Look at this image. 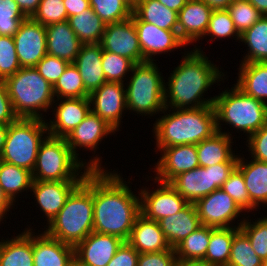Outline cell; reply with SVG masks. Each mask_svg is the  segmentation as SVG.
<instances>
[{
	"instance_id": "obj_19",
	"label": "cell",
	"mask_w": 267,
	"mask_h": 266,
	"mask_svg": "<svg viewBox=\"0 0 267 266\" xmlns=\"http://www.w3.org/2000/svg\"><path fill=\"white\" fill-rule=\"evenodd\" d=\"M52 106L54 117L49 122L46 119V124L48 135L53 137L65 138L91 111L89 98H59Z\"/></svg>"
},
{
	"instance_id": "obj_11",
	"label": "cell",
	"mask_w": 267,
	"mask_h": 266,
	"mask_svg": "<svg viewBox=\"0 0 267 266\" xmlns=\"http://www.w3.org/2000/svg\"><path fill=\"white\" fill-rule=\"evenodd\" d=\"M116 134V131L111 128L104 120H102L98 115L93 113L92 111L84 118V120L69 134L67 135L66 141L68 146L70 147L72 153L79 159L78 150L81 148L85 151L90 150L93 151L95 155L91 156L86 162V167L89 170H107L105 169V165L102 164V156L97 155L96 151L99 149V145L102 140L107 136L110 137L112 134ZM79 156V157H78ZM93 158V159H92Z\"/></svg>"
},
{
	"instance_id": "obj_22",
	"label": "cell",
	"mask_w": 267,
	"mask_h": 266,
	"mask_svg": "<svg viewBox=\"0 0 267 266\" xmlns=\"http://www.w3.org/2000/svg\"><path fill=\"white\" fill-rule=\"evenodd\" d=\"M212 12L203 0H188L178 12V35L187 46L203 41Z\"/></svg>"
},
{
	"instance_id": "obj_6",
	"label": "cell",
	"mask_w": 267,
	"mask_h": 266,
	"mask_svg": "<svg viewBox=\"0 0 267 266\" xmlns=\"http://www.w3.org/2000/svg\"><path fill=\"white\" fill-rule=\"evenodd\" d=\"M215 96L213 107L217 132L222 133L223 124L228 125L248 139L267 123V104L245 94L235 84ZM222 125V126H221ZM231 125V126H230Z\"/></svg>"
},
{
	"instance_id": "obj_15",
	"label": "cell",
	"mask_w": 267,
	"mask_h": 266,
	"mask_svg": "<svg viewBox=\"0 0 267 266\" xmlns=\"http://www.w3.org/2000/svg\"><path fill=\"white\" fill-rule=\"evenodd\" d=\"M138 34L144 61H155V56L188 47L179 37L178 31L161 29L152 23L141 21L134 13L131 16ZM154 57V58H153Z\"/></svg>"
},
{
	"instance_id": "obj_2",
	"label": "cell",
	"mask_w": 267,
	"mask_h": 266,
	"mask_svg": "<svg viewBox=\"0 0 267 266\" xmlns=\"http://www.w3.org/2000/svg\"><path fill=\"white\" fill-rule=\"evenodd\" d=\"M193 46L191 51L181 52L184 55L180 64L166 78L168 82H164L166 108L190 109L213 105L215 96L204 98L205 93L212 88L211 85L222 80L224 83L228 77L227 72H222L219 65L208 59L201 46Z\"/></svg>"
},
{
	"instance_id": "obj_56",
	"label": "cell",
	"mask_w": 267,
	"mask_h": 266,
	"mask_svg": "<svg viewBox=\"0 0 267 266\" xmlns=\"http://www.w3.org/2000/svg\"><path fill=\"white\" fill-rule=\"evenodd\" d=\"M15 204L9 199V197L5 194L3 189L0 187V224H3L6 221L3 219L8 218L10 209H14ZM8 215V216H6ZM5 217V218H4ZM2 222V223H1Z\"/></svg>"
},
{
	"instance_id": "obj_18",
	"label": "cell",
	"mask_w": 267,
	"mask_h": 266,
	"mask_svg": "<svg viewBox=\"0 0 267 266\" xmlns=\"http://www.w3.org/2000/svg\"><path fill=\"white\" fill-rule=\"evenodd\" d=\"M159 152L160 157L152 171L156 181L170 183L179 174L199 167L196 145L169 146Z\"/></svg>"
},
{
	"instance_id": "obj_59",
	"label": "cell",
	"mask_w": 267,
	"mask_h": 266,
	"mask_svg": "<svg viewBox=\"0 0 267 266\" xmlns=\"http://www.w3.org/2000/svg\"><path fill=\"white\" fill-rule=\"evenodd\" d=\"M262 15H267V0H248Z\"/></svg>"
},
{
	"instance_id": "obj_7",
	"label": "cell",
	"mask_w": 267,
	"mask_h": 266,
	"mask_svg": "<svg viewBox=\"0 0 267 266\" xmlns=\"http://www.w3.org/2000/svg\"><path fill=\"white\" fill-rule=\"evenodd\" d=\"M154 61L135 63L126 85L127 110L143 117L156 116L165 109L164 77Z\"/></svg>"
},
{
	"instance_id": "obj_55",
	"label": "cell",
	"mask_w": 267,
	"mask_h": 266,
	"mask_svg": "<svg viewBox=\"0 0 267 266\" xmlns=\"http://www.w3.org/2000/svg\"><path fill=\"white\" fill-rule=\"evenodd\" d=\"M23 14L28 18L37 11L41 0H14Z\"/></svg>"
},
{
	"instance_id": "obj_25",
	"label": "cell",
	"mask_w": 267,
	"mask_h": 266,
	"mask_svg": "<svg viewBox=\"0 0 267 266\" xmlns=\"http://www.w3.org/2000/svg\"><path fill=\"white\" fill-rule=\"evenodd\" d=\"M127 242L138 253L161 252L170 249V245L157 221L147 219L139 214L134 222Z\"/></svg>"
},
{
	"instance_id": "obj_40",
	"label": "cell",
	"mask_w": 267,
	"mask_h": 266,
	"mask_svg": "<svg viewBox=\"0 0 267 266\" xmlns=\"http://www.w3.org/2000/svg\"><path fill=\"white\" fill-rule=\"evenodd\" d=\"M89 3L105 24L125 21L133 14V7L126 0H89Z\"/></svg>"
},
{
	"instance_id": "obj_44",
	"label": "cell",
	"mask_w": 267,
	"mask_h": 266,
	"mask_svg": "<svg viewBox=\"0 0 267 266\" xmlns=\"http://www.w3.org/2000/svg\"><path fill=\"white\" fill-rule=\"evenodd\" d=\"M227 11L240 35L263 16L248 0H234Z\"/></svg>"
},
{
	"instance_id": "obj_61",
	"label": "cell",
	"mask_w": 267,
	"mask_h": 266,
	"mask_svg": "<svg viewBox=\"0 0 267 266\" xmlns=\"http://www.w3.org/2000/svg\"><path fill=\"white\" fill-rule=\"evenodd\" d=\"M67 266H84L75 257L67 264Z\"/></svg>"
},
{
	"instance_id": "obj_48",
	"label": "cell",
	"mask_w": 267,
	"mask_h": 266,
	"mask_svg": "<svg viewBox=\"0 0 267 266\" xmlns=\"http://www.w3.org/2000/svg\"><path fill=\"white\" fill-rule=\"evenodd\" d=\"M221 189L226 192L237 205L247 214L249 213V194L242 172L236 167L229 175Z\"/></svg>"
},
{
	"instance_id": "obj_35",
	"label": "cell",
	"mask_w": 267,
	"mask_h": 266,
	"mask_svg": "<svg viewBox=\"0 0 267 266\" xmlns=\"http://www.w3.org/2000/svg\"><path fill=\"white\" fill-rule=\"evenodd\" d=\"M32 182L31 171L0 160V187L14 204L20 193L30 191Z\"/></svg>"
},
{
	"instance_id": "obj_33",
	"label": "cell",
	"mask_w": 267,
	"mask_h": 266,
	"mask_svg": "<svg viewBox=\"0 0 267 266\" xmlns=\"http://www.w3.org/2000/svg\"><path fill=\"white\" fill-rule=\"evenodd\" d=\"M133 13L143 22L152 23L161 29L178 31V12L170 10L158 0H138Z\"/></svg>"
},
{
	"instance_id": "obj_57",
	"label": "cell",
	"mask_w": 267,
	"mask_h": 266,
	"mask_svg": "<svg viewBox=\"0 0 267 266\" xmlns=\"http://www.w3.org/2000/svg\"><path fill=\"white\" fill-rule=\"evenodd\" d=\"M212 10H227L234 0H203Z\"/></svg>"
},
{
	"instance_id": "obj_36",
	"label": "cell",
	"mask_w": 267,
	"mask_h": 266,
	"mask_svg": "<svg viewBox=\"0 0 267 266\" xmlns=\"http://www.w3.org/2000/svg\"><path fill=\"white\" fill-rule=\"evenodd\" d=\"M211 227L200 225L189 234L175 248L178 262L200 263L205 255L209 244Z\"/></svg>"
},
{
	"instance_id": "obj_54",
	"label": "cell",
	"mask_w": 267,
	"mask_h": 266,
	"mask_svg": "<svg viewBox=\"0 0 267 266\" xmlns=\"http://www.w3.org/2000/svg\"><path fill=\"white\" fill-rule=\"evenodd\" d=\"M67 17L80 14L90 7L89 0H64Z\"/></svg>"
},
{
	"instance_id": "obj_20",
	"label": "cell",
	"mask_w": 267,
	"mask_h": 266,
	"mask_svg": "<svg viewBox=\"0 0 267 266\" xmlns=\"http://www.w3.org/2000/svg\"><path fill=\"white\" fill-rule=\"evenodd\" d=\"M124 242L117 236L93 231L74 247V257L84 266H107Z\"/></svg>"
},
{
	"instance_id": "obj_29",
	"label": "cell",
	"mask_w": 267,
	"mask_h": 266,
	"mask_svg": "<svg viewBox=\"0 0 267 266\" xmlns=\"http://www.w3.org/2000/svg\"><path fill=\"white\" fill-rule=\"evenodd\" d=\"M158 223L173 249L201 225L194 203H188L178 213L166 216Z\"/></svg>"
},
{
	"instance_id": "obj_62",
	"label": "cell",
	"mask_w": 267,
	"mask_h": 266,
	"mask_svg": "<svg viewBox=\"0 0 267 266\" xmlns=\"http://www.w3.org/2000/svg\"><path fill=\"white\" fill-rule=\"evenodd\" d=\"M175 266H203L201 263H183L178 262Z\"/></svg>"
},
{
	"instance_id": "obj_30",
	"label": "cell",
	"mask_w": 267,
	"mask_h": 266,
	"mask_svg": "<svg viewBox=\"0 0 267 266\" xmlns=\"http://www.w3.org/2000/svg\"><path fill=\"white\" fill-rule=\"evenodd\" d=\"M25 227L11 238H3L0 250V266H34L33 227Z\"/></svg>"
},
{
	"instance_id": "obj_41",
	"label": "cell",
	"mask_w": 267,
	"mask_h": 266,
	"mask_svg": "<svg viewBox=\"0 0 267 266\" xmlns=\"http://www.w3.org/2000/svg\"><path fill=\"white\" fill-rule=\"evenodd\" d=\"M204 37L206 39L209 38V42L232 37L234 40L240 41V34L236 30L234 22L227 10H213Z\"/></svg>"
},
{
	"instance_id": "obj_47",
	"label": "cell",
	"mask_w": 267,
	"mask_h": 266,
	"mask_svg": "<svg viewBox=\"0 0 267 266\" xmlns=\"http://www.w3.org/2000/svg\"><path fill=\"white\" fill-rule=\"evenodd\" d=\"M20 68L13 36H0V81L14 75Z\"/></svg>"
},
{
	"instance_id": "obj_31",
	"label": "cell",
	"mask_w": 267,
	"mask_h": 266,
	"mask_svg": "<svg viewBox=\"0 0 267 266\" xmlns=\"http://www.w3.org/2000/svg\"><path fill=\"white\" fill-rule=\"evenodd\" d=\"M237 69L235 85L245 94L267 104V62L240 63Z\"/></svg>"
},
{
	"instance_id": "obj_60",
	"label": "cell",
	"mask_w": 267,
	"mask_h": 266,
	"mask_svg": "<svg viewBox=\"0 0 267 266\" xmlns=\"http://www.w3.org/2000/svg\"><path fill=\"white\" fill-rule=\"evenodd\" d=\"M7 131H8V125L0 124V155L3 151Z\"/></svg>"
},
{
	"instance_id": "obj_63",
	"label": "cell",
	"mask_w": 267,
	"mask_h": 266,
	"mask_svg": "<svg viewBox=\"0 0 267 266\" xmlns=\"http://www.w3.org/2000/svg\"><path fill=\"white\" fill-rule=\"evenodd\" d=\"M132 7H134L135 6V4H136V2L138 1V0H126Z\"/></svg>"
},
{
	"instance_id": "obj_34",
	"label": "cell",
	"mask_w": 267,
	"mask_h": 266,
	"mask_svg": "<svg viewBox=\"0 0 267 266\" xmlns=\"http://www.w3.org/2000/svg\"><path fill=\"white\" fill-rule=\"evenodd\" d=\"M247 45V53L241 63L267 62V15L240 35V41Z\"/></svg>"
},
{
	"instance_id": "obj_5",
	"label": "cell",
	"mask_w": 267,
	"mask_h": 266,
	"mask_svg": "<svg viewBox=\"0 0 267 266\" xmlns=\"http://www.w3.org/2000/svg\"><path fill=\"white\" fill-rule=\"evenodd\" d=\"M3 82L18 118L46 120L43 113L51 110L55 101L53 86L35 67H21Z\"/></svg>"
},
{
	"instance_id": "obj_43",
	"label": "cell",
	"mask_w": 267,
	"mask_h": 266,
	"mask_svg": "<svg viewBox=\"0 0 267 266\" xmlns=\"http://www.w3.org/2000/svg\"><path fill=\"white\" fill-rule=\"evenodd\" d=\"M135 63L129 58L102 51V68L106 81L124 84ZM127 77V78H126ZM126 79V80H125Z\"/></svg>"
},
{
	"instance_id": "obj_39",
	"label": "cell",
	"mask_w": 267,
	"mask_h": 266,
	"mask_svg": "<svg viewBox=\"0 0 267 266\" xmlns=\"http://www.w3.org/2000/svg\"><path fill=\"white\" fill-rule=\"evenodd\" d=\"M227 266H263L247 235L240 229L233 238Z\"/></svg>"
},
{
	"instance_id": "obj_37",
	"label": "cell",
	"mask_w": 267,
	"mask_h": 266,
	"mask_svg": "<svg viewBox=\"0 0 267 266\" xmlns=\"http://www.w3.org/2000/svg\"><path fill=\"white\" fill-rule=\"evenodd\" d=\"M67 21L83 44L100 43L106 24L91 7L68 17Z\"/></svg>"
},
{
	"instance_id": "obj_49",
	"label": "cell",
	"mask_w": 267,
	"mask_h": 266,
	"mask_svg": "<svg viewBox=\"0 0 267 266\" xmlns=\"http://www.w3.org/2000/svg\"><path fill=\"white\" fill-rule=\"evenodd\" d=\"M69 64L66 60L46 54L35 68L53 86Z\"/></svg>"
},
{
	"instance_id": "obj_10",
	"label": "cell",
	"mask_w": 267,
	"mask_h": 266,
	"mask_svg": "<svg viewBox=\"0 0 267 266\" xmlns=\"http://www.w3.org/2000/svg\"><path fill=\"white\" fill-rule=\"evenodd\" d=\"M238 162L218 163L210 167H196L176 176L169 184L188 202L195 203L219 189L237 167Z\"/></svg>"
},
{
	"instance_id": "obj_46",
	"label": "cell",
	"mask_w": 267,
	"mask_h": 266,
	"mask_svg": "<svg viewBox=\"0 0 267 266\" xmlns=\"http://www.w3.org/2000/svg\"><path fill=\"white\" fill-rule=\"evenodd\" d=\"M31 18L45 27L67 21L68 17L64 0H41L37 11Z\"/></svg>"
},
{
	"instance_id": "obj_58",
	"label": "cell",
	"mask_w": 267,
	"mask_h": 266,
	"mask_svg": "<svg viewBox=\"0 0 267 266\" xmlns=\"http://www.w3.org/2000/svg\"><path fill=\"white\" fill-rule=\"evenodd\" d=\"M170 10L179 12L188 0H158Z\"/></svg>"
},
{
	"instance_id": "obj_27",
	"label": "cell",
	"mask_w": 267,
	"mask_h": 266,
	"mask_svg": "<svg viewBox=\"0 0 267 266\" xmlns=\"http://www.w3.org/2000/svg\"><path fill=\"white\" fill-rule=\"evenodd\" d=\"M102 51L100 43L82 44L73 63L89 94L106 82L102 68Z\"/></svg>"
},
{
	"instance_id": "obj_65",
	"label": "cell",
	"mask_w": 267,
	"mask_h": 266,
	"mask_svg": "<svg viewBox=\"0 0 267 266\" xmlns=\"http://www.w3.org/2000/svg\"><path fill=\"white\" fill-rule=\"evenodd\" d=\"M3 238L4 237H2V239H0L1 241H0V250H1V245H2V243H3Z\"/></svg>"
},
{
	"instance_id": "obj_28",
	"label": "cell",
	"mask_w": 267,
	"mask_h": 266,
	"mask_svg": "<svg viewBox=\"0 0 267 266\" xmlns=\"http://www.w3.org/2000/svg\"><path fill=\"white\" fill-rule=\"evenodd\" d=\"M227 131L216 132L208 139L196 145L200 167H210L218 163L238 162L239 153L235 154L232 134ZM232 137V138H231Z\"/></svg>"
},
{
	"instance_id": "obj_24",
	"label": "cell",
	"mask_w": 267,
	"mask_h": 266,
	"mask_svg": "<svg viewBox=\"0 0 267 266\" xmlns=\"http://www.w3.org/2000/svg\"><path fill=\"white\" fill-rule=\"evenodd\" d=\"M73 257V246L52 238L45 231H33L34 266H67Z\"/></svg>"
},
{
	"instance_id": "obj_50",
	"label": "cell",
	"mask_w": 267,
	"mask_h": 266,
	"mask_svg": "<svg viewBox=\"0 0 267 266\" xmlns=\"http://www.w3.org/2000/svg\"><path fill=\"white\" fill-rule=\"evenodd\" d=\"M245 143L250 158L267 163V123L253 133Z\"/></svg>"
},
{
	"instance_id": "obj_26",
	"label": "cell",
	"mask_w": 267,
	"mask_h": 266,
	"mask_svg": "<svg viewBox=\"0 0 267 266\" xmlns=\"http://www.w3.org/2000/svg\"><path fill=\"white\" fill-rule=\"evenodd\" d=\"M47 54L74 63L82 42L78 39L68 21L45 27Z\"/></svg>"
},
{
	"instance_id": "obj_17",
	"label": "cell",
	"mask_w": 267,
	"mask_h": 266,
	"mask_svg": "<svg viewBox=\"0 0 267 266\" xmlns=\"http://www.w3.org/2000/svg\"><path fill=\"white\" fill-rule=\"evenodd\" d=\"M102 50L129 58L134 63L144 62L134 21L129 19L106 24L100 41Z\"/></svg>"
},
{
	"instance_id": "obj_12",
	"label": "cell",
	"mask_w": 267,
	"mask_h": 266,
	"mask_svg": "<svg viewBox=\"0 0 267 266\" xmlns=\"http://www.w3.org/2000/svg\"><path fill=\"white\" fill-rule=\"evenodd\" d=\"M194 205L201 225L213 228L240 227L245 220L246 213L221 188L198 199ZM242 216L244 217L236 222ZM235 222L237 225H234Z\"/></svg>"
},
{
	"instance_id": "obj_23",
	"label": "cell",
	"mask_w": 267,
	"mask_h": 266,
	"mask_svg": "<svg viewBox=\"0 0 267 266\" xmlns=\"http://www.w3.org/2000/svg\"><path fill=\"white\" fill-rule=\"evenodd\" d=\"M237 168L242 172L249 194V212L267 206V163L247 160L239 154ZM258 209V210H257Z\"/></svg>"
},
{
	"instance_id": "obj_16",
	"label": "cell",
	"mask_w": 267,
	"mask_h": 266,
	"mask_svg": "<svg viewBox=\"0 0 267 266\" xmlns=\"http://www.w3.org/2000/svg\"><path fill=\"white\" fill-rule=\"evenodd\" d=\"M21 67H35L47 54L45 26L31 17L23 20L13 36Z\"/></svg>"
},
{
	"instance_id": "obj_8",
	"label": "cell",
	"mask_w": 267,
	"mask_h": 266,
	"mask_svg": "<svg viewBox=\"0 0 267 266\" xmlns=\"http://www.w3.org/2000/svg\"><path fill=\"white\" fill-rule=\"evenodd\" d=\"M83 160L72 153L66 138L47 135L38 149L33 181H83L90 171Z\"/></svg>"
},
{
	"instance_id": "obj_38",
	"label": "cell",
	"mask_w": 267,
	"mask_h": 266,
	"mask_svg": "<svg viewBox=\"0 0 267 266\" xmlns=\"http://www.w3.org/2000/svg\"><path fill=\"white\" fill-rule=\"evenodd\" d=\"M55 99L59 98H89V93L85 90L83 80L78 68L70 63L64 73L53 85Z\"/></svg>"
},
{
	"instance_id": "obj_4",
	"label": "cell",
	"mask_w": 267,
	"mask_h": 266,
	"mask_svg": "<svg viewBox=\"0 0 267 266\" xmlns=\"http://www.w3.org/2000/svg\"><path fill=\"white\" fill-rule=\"evenodd\" d=\"M43 229L52 238L73 247L93 232V170L86 174Z\"/></svg>"
},
{
	"instance_id": "obj_21",
	"label": "cell",
	"mask_w": 267,
	"mask_h": 266,
	"mask_svg": "<svg viewBox=\"0 0 267 266\" xmlns=\"http://www.w3.org/2000/svg\"><path fill=\"white\" fill-rule=\"evenodd\" d=\"M82 181H33L30 192L34 195L35 205L45 216L48 223L65 205L66 199Z\"/></svg>"
},
{
	"instance_id": "obj_3",
	"label": "cell",
	"mask_w": 267,
	"mask_h": 266,
	"mask_svg": "<svg viewBox=\"0 0 267 266\" xmlns=\"http://www.w3.org/2000/svg\"><path fill=\"white\" fill-rule=\"evenodd\" d=\"M160 114L164 115L155 118L152 129L157 153L169 146L197 145L217 132L213 105L190 109L165 107Z\"/></svg>"
},
{
	"instance_id": "obj_32",
	"label": "cell",
	"mask_w": 267,
	"mask_h": 266,
	"mask_svg": "<svg viewBox=\"0 0 267 266\" xmlns=\"http://www.w3.org/2000/svg\"><path fill=\"white\" fill-rule=\"evenodd\" d=\"M240 227L213 228L204 259L203 266H227L234 235Z\"/></svg>"
},
{
	"instance_id": "obj_64",
	"label": "cell",
	"mask_w": 267,
	"mask_h": 266,
	"mask_svg": "<svg viewBox=\"0 0 267 266\" xmlns=\"http://www.w3.org/2000/svg\"><path fill=\"white\" fill-rule=\"evenodd\" d=\"M263 266H267V259L263 261Z\"/></svg>"
},
{
	"instance_id": "obj_51",
	"label": "cell",
	"mask_w": 267,
	"mask_h": 266,
	"mask_svg": "<svg viewBox=\"0 0 267 266\" xmlns=\"http://www.w3.org/2000/svg\"><path fill=\"white\" fill-rule=\"evenodd\" d=\"M177 263L175 250L170 248L161 252L139 253L137 266H175Z\"/></svg>"
},
{
	"instance_id": "obj_1",
	"label": "cell",
	"mask_w": 267,
	"mask_h": 266,
	"mask_svg": "<svg viewBox=\"0 0 267 266\" xmlns=\"http://www.w3.org/2000/svg\"><path fill=\"white\" fill-rule=\"evenodd\" d=\"M118 170H93V231L127 242L140 211L135 194Z\"/></svg>"
},
{
	"instance_id": "obj_53",
	"label": "cell",
	"mask_w": 267,
	"mask_h": 266,
	"mask_svg": "<svg viewBox=\"0 0 267 266\" xmlns=\"http://www.w3.org/2000/svg\"><path fill=\"white\" fill-rule=\"evenodd\" d=\"M17 119L18 117L14 113L6 85L3 81H0V124L9 125Z\"/></svg>"
},
{
	"instance_id": "obj_42",
	"label": "cell",
	"mask_w": 267,
	"mask_h": 266,
	"mask_svg": "<svg viewBox=\"0 0 267 266\" xmlns=\"http://www.w3.org/2000/svg\"><path fill=\"white\" fill-rule=\"evenodd\" d=\"M249 214L242 222L240 229L247 235L256 254L264 261L267 259V216L255 221L249 220Z\"/></svg>"
},
{
	"instance_id": "obj_13",
	"label": "cell",
	"mask_w": 267,
	"mask_h": 266,
	"mask_svg": "<svg viewBox=\"0 0 267 266\" xmlns=\"http://www.w3.org/2000/svg\"><path fill=\"white\" fill-rule=\"evenodd\" d=\"M150 177V179H149ZM158 187L153 190L150 187L142 186L139 189L140 211L147 219L159 221L160 219L178 213L188 202L169 184L162 183L149 176ZM147 187V188H146Z\"/></svg>"
},
{
	"instance_id": "obj_45",
	"label": "cell",
	"mask_w": 267,
	"mask_h": 266,
	"mask_svg": "<svg viewBox=\"0 0 267 266\" xmlns=\"http://www.w3.org/2000/svg\"><path fill=\"white\" fill-rule=\"evenodd\" d=\"M26 18L14 0H0V36H14Z\"/></svg>"
},
{
	"instance_id": "obj_9",
	"label": "cell",
	"mask_w": 267,
	"mask_h": 266,
	"mask_svg": "<svg viewBox=\"0 0 267 266\" xmlns=\"http://www.w3.org/2000/svg\"><path fill=\"white\" fill-rule=\"evenodd\" d=\"M47 135L46 120L18 118L8 125L0 160L32 172L40 143Z\"/></svg>"
},
{
	"instance_id": "obj_52",
	"label": "cell",
	"mask_w": 267,
	"mask_h": 266,
	"mask_svg": "<svg viewBox=\"0 0 267 266\" xmlns=\"http://www.w3.org/2000/svg\"><path fill=\"white\" fill-rule=\"evenodd\" d=\"M138 257L139 253L128 242H124L107 266H137Z\"/></svg>"
},
{
	"instance_id": "obj_14",
	"label": "cell",
	"mask_w": 267,
	"mask_h": 266,
	"mask_svg": "<svg viewBox=\"0 0 267 266\" xmlns=\"http://www.w3.org/2000/svg\"><path fill=\"white\" fill-rule=\"evenodd\" d=\"M125 88V84L106 81L89 94L91 111L116 132L121 129L123 114L128 112Z\"/></svg>"
}]
</instances>
